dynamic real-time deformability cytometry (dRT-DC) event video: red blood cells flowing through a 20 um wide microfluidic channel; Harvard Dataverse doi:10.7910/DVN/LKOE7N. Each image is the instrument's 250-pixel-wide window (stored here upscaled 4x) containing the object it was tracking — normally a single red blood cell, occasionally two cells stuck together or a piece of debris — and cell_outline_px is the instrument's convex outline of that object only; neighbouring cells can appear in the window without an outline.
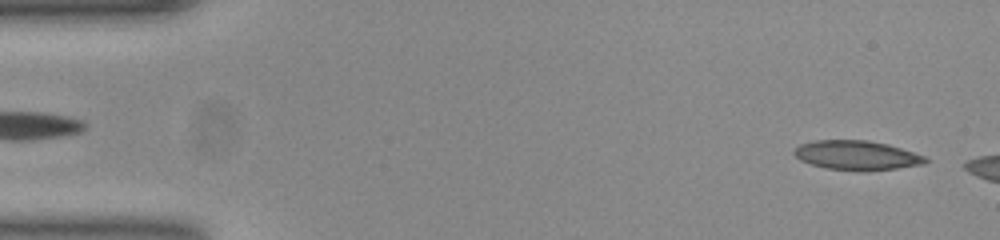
{"species": "common noctule bat (a hibernating species)", "species_latin": "Nyctalus noctula", "temperature_condition": "room temperature", "stored_images_in_passage": 7, "camera_frame_rate_fps": 3000, "um_per_image_px": 0.085, "animal": {"sex": "female", "body_mass_g": 23.0, "forearm_length_mm": 53.4}, "frame": {"image": 1, "passage_image": 2, "time_ms": 0.333, "image_size_px": [1000, 240], "cell_outline_px": [[928, 160], [924, 164], [896, 168], [860, 172], [828, 168], [812, 164], [800, 160], [792, 152], [800, 144], [816, 140], [868, 140], [888, 144], [924, 156]], "centroid_in_image_um": [72.81, 13.2], "position_along_channel_um": 12.2, "area_um2": 22.37}}